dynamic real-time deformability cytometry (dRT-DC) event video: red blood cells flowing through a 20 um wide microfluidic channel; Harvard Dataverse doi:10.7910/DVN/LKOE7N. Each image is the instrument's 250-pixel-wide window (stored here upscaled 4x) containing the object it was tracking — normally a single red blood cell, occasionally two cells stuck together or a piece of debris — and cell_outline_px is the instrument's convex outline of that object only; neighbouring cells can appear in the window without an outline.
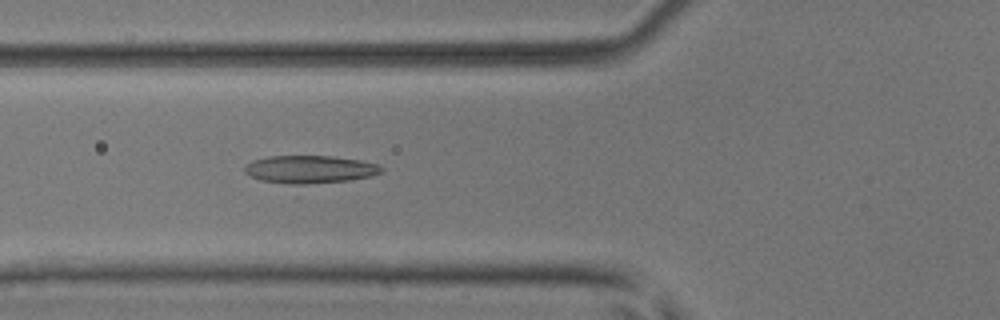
{"species": "common noctule bat (a hibernating species)", "species_latin": "Nyctalus noctula", "temperature_condition": "room temperature", "stored_images_in_passage": 47, "camera_frame_rate_fps": 3000, "um_per_image_px": 0.085, "animal": {"sex": "male", "body_mass_g": 17.9, "forearm_length_mm": 54.2}, "frame": {"image": 1, "passage_image": 16, "time_ms": 5.0, "image_size_px": [1000, 320], "cell_outline_px": [[384, 168], [380, 172], [372, 176], [348, 180], [304, 184], [292, 184], [260, 180], [244, 172], [244, 168], [252, 160], [268, 156], [332, 156], [360, 160], [380, 164]], "centroid_in_image_um": [26.36, 14.38], "position_along_channel_um": 99.4, "area_um2": 22.02}}
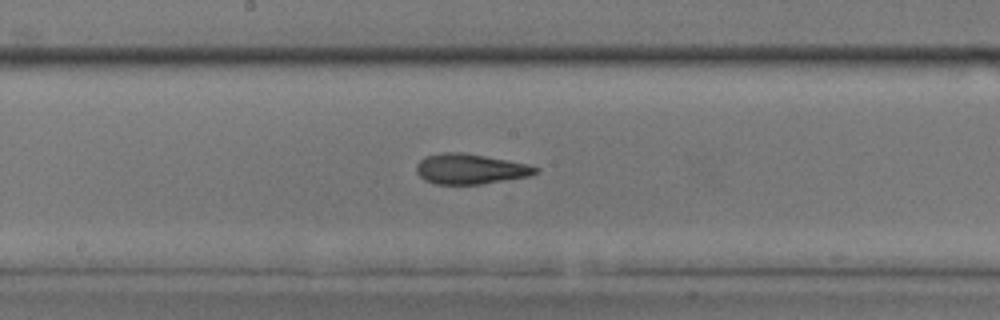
{"frame": {"image": 2, "passage_image": 24, "time_ms": 7.667, "image_size_px": [1000, 320], "cell_outline_px": [[540, 168], [532, 176], [480, 184], [436, 184], [424, 180], [416, 172], [416, 164], [424, 156], [440, 152], [464, 152], [528, 164]], "centroid_in_image_um": [39.95, 14.35], "position_along_channel_um": 208.3, "area_um2": 21.15}}
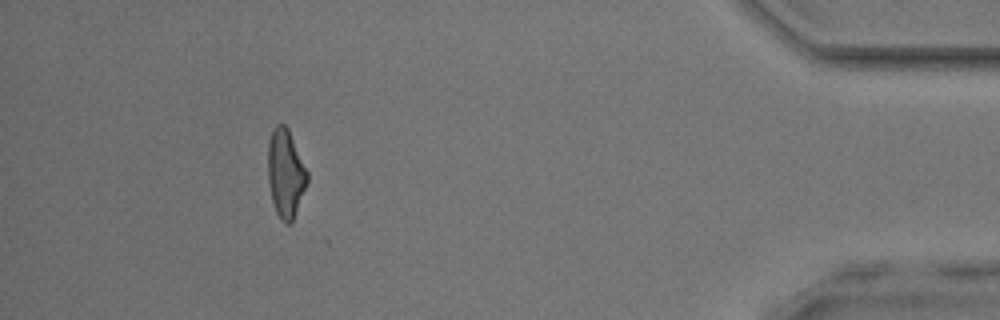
{"frame": {"image": 3, "passage_image": 43, "time_ms": 14.0, "image_size_px": [1000, 320], "cell_outline_px": [[308, 180], [292, 220], [288, 224], [280, 220], [276, 212], [272, 200], [268, 180], [268, 140], [272, 128], [276, 124], [284, 124], [288, 128], [308, 172]], "centroid_in_image_um": [24.25, 14.69], "position_along_channel_um": 410.9, "area_um2": 20.06}}